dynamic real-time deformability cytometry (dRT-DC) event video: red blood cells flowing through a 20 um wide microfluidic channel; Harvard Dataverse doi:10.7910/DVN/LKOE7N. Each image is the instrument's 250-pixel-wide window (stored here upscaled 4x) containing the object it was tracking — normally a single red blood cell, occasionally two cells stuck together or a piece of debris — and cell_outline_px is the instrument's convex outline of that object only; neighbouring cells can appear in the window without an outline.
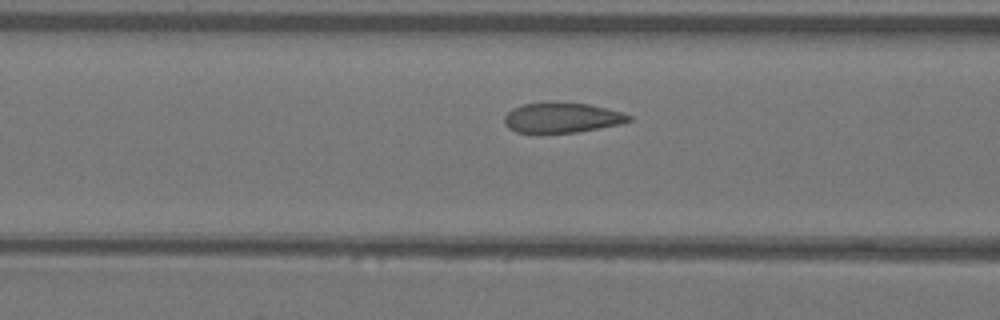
{"species": "Egyptian fruit bat (a non-hibernating species)", "species_latin": "Rousettus aegyptiacus", "temperature_condition": "warm", "stored_images_in_passage": 17, "camera_frame_rate_fps": 3000, "um_per_image_px": 0.085, "animal": {"sex": "female"}, "frame": {"image": 1, "passage_image": 8, "time_ms": 2.333, "image_size_px": [1000, 320], "cell_outline_px": [[632, 120], [620, 124], [580, 132], [516, 132], [508, 128], [504, 124], [504, 116], [512, 108], [524, 104], [548, 100], [552, 100], [588, 104], [624, 112], [632, 116]], "centroid_in_image_um": [47.76, 9.97], "position_along_channel_um": 118.8, "area_um2": 22.31}}
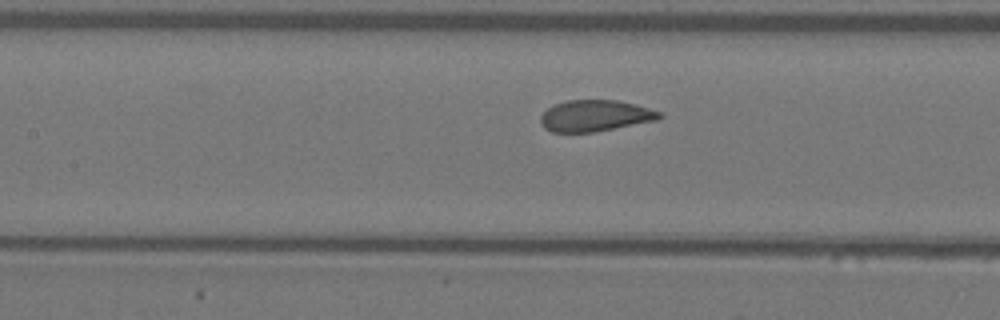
{"frame": {"image": 2, "passage_image": 11, "time_ms": 3.333, "image_size_px": [1000, 320], "cell_outline_px": [[664, 116], [656, 120], [596, 132], [552, 132], [544, 128], [540, 120], [540, 116], [548, 108], [556, 104], [568, 100], [620, 100], [648, 108], [660, 112]], "centroid_in_image_um": [50.58, 9.84], "position_along_channel_um": 156.8, "area_um2": 21.62}}
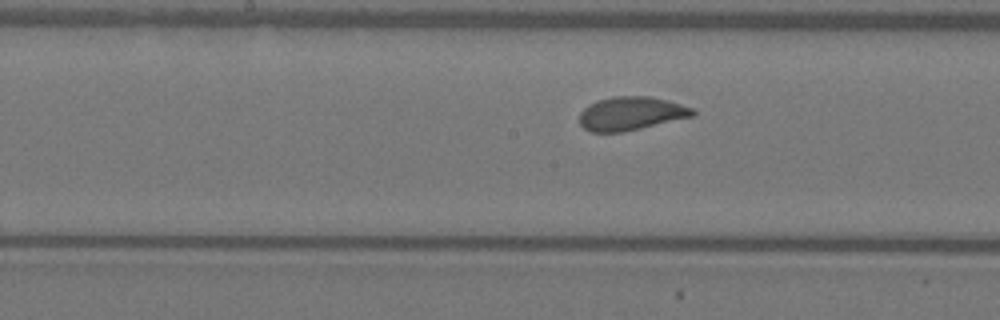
{"frame": {"image": 3, "passage_image": 14, "time_ms": 4.333, "image_size_px": [1000, 320], "cell_outline_px": [[696, 116], [624, 132], [588, 132], [580, 124], [580, 112], [588, 104], [612, 96], [648, 96], [668, 100], [692, 108], [696, 112]], "centroid_in_image_um": [53.65, 9.65], "position_along_channel_um": 194.6, "area_um2": 22.31}}